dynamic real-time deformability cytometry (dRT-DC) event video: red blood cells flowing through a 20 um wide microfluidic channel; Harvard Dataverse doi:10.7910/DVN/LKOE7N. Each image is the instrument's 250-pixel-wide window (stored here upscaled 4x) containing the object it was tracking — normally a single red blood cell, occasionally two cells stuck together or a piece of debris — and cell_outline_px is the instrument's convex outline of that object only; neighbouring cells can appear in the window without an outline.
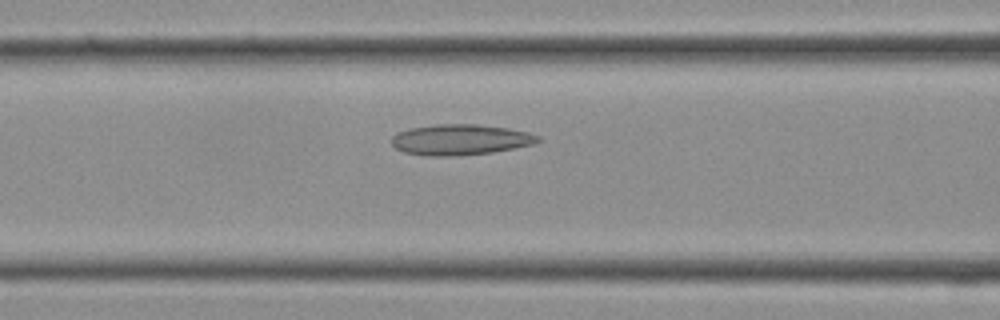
{"species": "Egyptian fruit bat (a non-hibernating species)", "species_latin": "Rousettus aegyptiacus", "temperature_condition": "cold", "stored_images_in_passage": 12, "camera_frame_rate_fps": 3000, "um_per_image_px": 0.085, "frame": {"image": 1, "passage_image": 4, "time_ms": 1.0, "image_size_px": [1000, 320], "cell_outline_px": [[540, 140], [536, 144], [492, 152], [460, 156], [428, 156], [404, 152], [396, 148], [392, 144], [392, 136], [408, 128], [436, 124], [476, 124], [508, 128], [528, 132], [540, 136]], "centroid_in_image_um": [39.15, 11.87], "position_along_channel_um": 127.5, "area_um2": 26.3}}
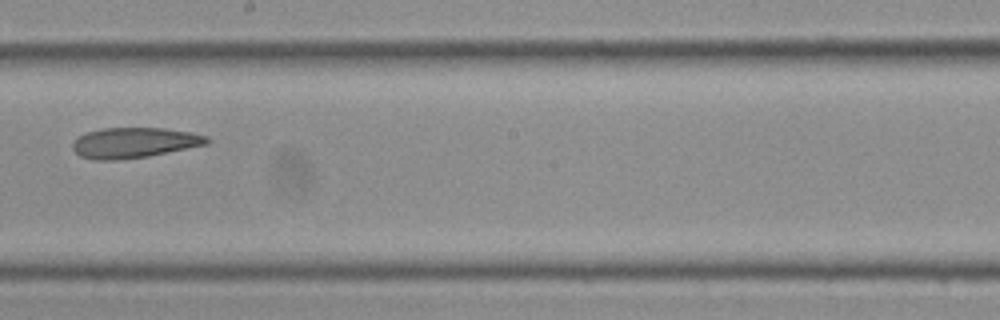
{"frame": {"image": 2, "passage_image": 9, "time_ms": 2.667, "image_size_px": [1000, 320], "cell_outline_px": [[212, 140], [208, 144], [148, 156], [120, 160], [92, 160], [80, 156], [72, 148], [72, 144], [80, 136], [88, 132], [100, 128], [164, 128], [192, 132], [208, 136]], "centroid_in_image_um": [11.44, 12.13], "position_along_channel_um": 236.8, "area_um2": 23.87}}
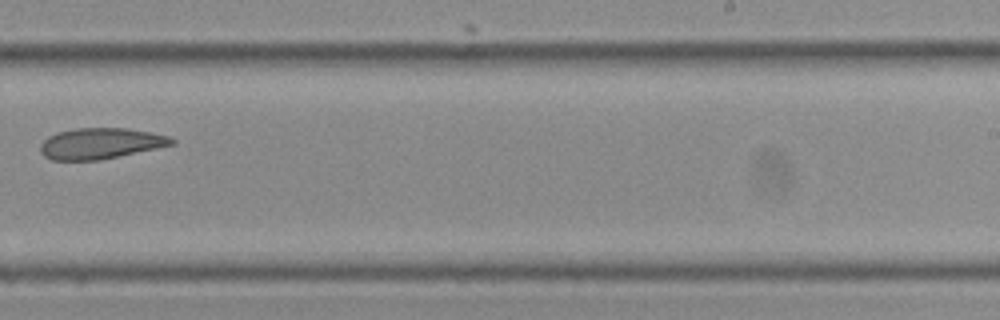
{"frame": {"image": 3, "passage_image": 11, "time_ms": 3.333, "image_size_px": [1000, 320], "cell_outline_px": [[176, 144], [100, 160], [52, 160], [44, 156], [40, 152], [40, 144], [48, 136], [56, 132], [76, 128], [128, 128], [152, 132], [168, 136], [176, 140]], "centroid_in_image_um": [8.55, 12.19], "position_along_channel_um": 280.5, "area_um2": 23.81}}